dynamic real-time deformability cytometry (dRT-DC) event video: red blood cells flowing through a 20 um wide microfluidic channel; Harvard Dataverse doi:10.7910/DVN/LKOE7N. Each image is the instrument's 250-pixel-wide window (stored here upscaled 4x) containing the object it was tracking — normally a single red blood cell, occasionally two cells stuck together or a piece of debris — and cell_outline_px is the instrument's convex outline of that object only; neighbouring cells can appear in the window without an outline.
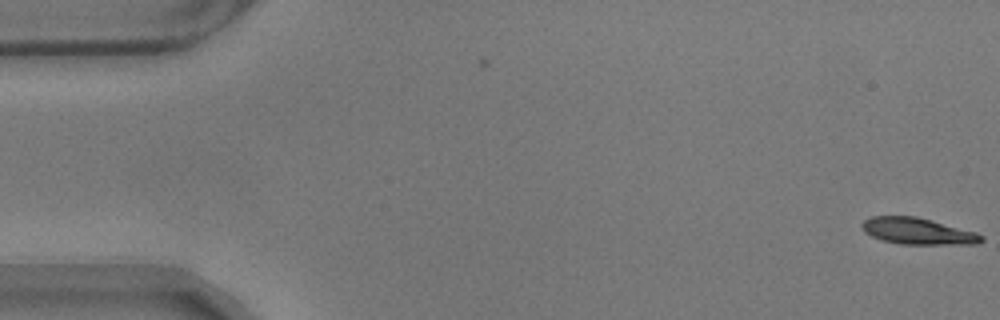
{"species": "common noctule bat (a hibernating species)", "species_latin": "Nyctalus noctula", "temperature_condition": "warm", "stored_images_in_passage": 3, "camera_frame_rate_fps": 3000, "um_per_image_px": 0.085, "animal": {"sex": "male", "body_mass_g": 17.9}, "frame": {"image": 1, "passage_image": 3, "time_ms": 0.667, "image_size_px": [1000, 320], "cell_outline_px": [[984, 240], [976, 244], [900, 244], [884, 240], [872, 236], [864, 232], [860, 224], [864, 220], [872, 216], [916, 216], [932, 220], [976, 232], [984, 236]], "centroid_in_image_um": [78.01, 19.64], "position_along_channel_um": 7.0, "area_um2": 18.44}}